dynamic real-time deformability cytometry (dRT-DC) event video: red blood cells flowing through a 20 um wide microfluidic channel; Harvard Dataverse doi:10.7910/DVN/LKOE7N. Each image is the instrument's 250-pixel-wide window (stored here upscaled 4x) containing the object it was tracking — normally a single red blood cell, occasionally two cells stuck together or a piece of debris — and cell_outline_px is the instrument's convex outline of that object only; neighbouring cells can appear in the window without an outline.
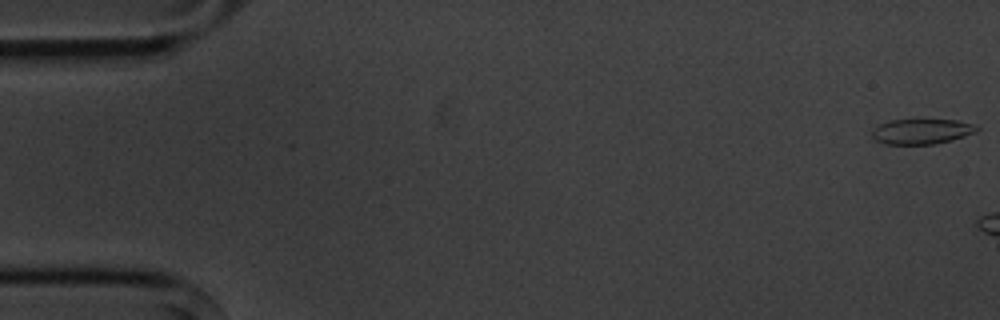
{"species": "common noctule bat (a hibernating species)", "species_latin": "Nyctalus noctula", "temperature_condition": "cold", "stored_images_in_passage": 6, "camera_frame_rate_fps": 3000, "um_per_image_px": 0.085, "animal": {"sex": "male", "body_mass_g": 20.1, "forearm_length_mm": 53.5}, "frame": {"image": 1, "passage_image": 1, "time_ms": 0.0, "image_size_px": [1000, 320], "cell_outline_px": [[980, 128], [976, 132], [952, 140], [932, 144], [884, 144], [876, 140], [872, 136], [872, 132], [880, 124], [888, 120], [956, 120], [972, 124]], "centroid_in_image_um": [78.34, 11.17], "position_along_channel_um": 6.7, "area_um2": 15.2}}
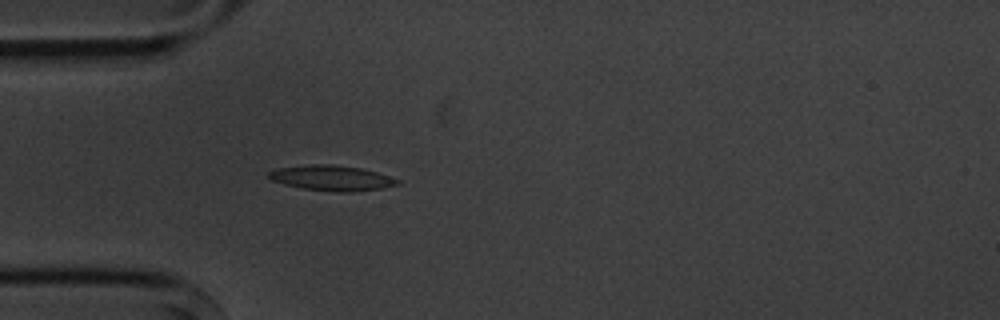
{"frame": {"image": 2, "passage_image": 6, "time_ms": 6.667, "image_size_px": [1000, 320], "cell_outline_px": [[400, 184], [384, 188], [348, 192], [340, 192], [304, 188], [284, 184], [272, 180], [268, 176], [268, 172], [276, 168], [312, 164], [332, 164], [360, 168], [376, 172], [400, 180]], "centroid_in_image_um": [28.2, 15.12], "position_along_channel_um": 56.8, "area_um2": 18.79}}